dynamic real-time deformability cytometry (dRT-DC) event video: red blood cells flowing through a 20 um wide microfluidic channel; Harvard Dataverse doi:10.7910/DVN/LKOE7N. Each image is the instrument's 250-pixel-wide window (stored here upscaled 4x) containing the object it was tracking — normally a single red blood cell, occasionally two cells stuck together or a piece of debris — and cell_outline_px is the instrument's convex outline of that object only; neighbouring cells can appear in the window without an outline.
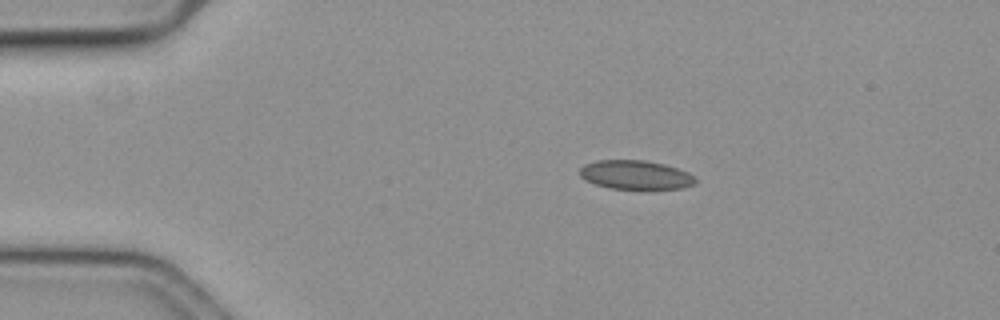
{"species": "common noctule bat (a hibernating species)", "species_latin": "Nyctalus noctula", "temperature_condition": "cold", "stored_images_in_passage": 48, "camera_frame_rate_fps": 3000, "um_per_image_px": 0.085, "animal": {"sex": "female", "body_mass_g": 19.3, "forearm_length_mm": 54.1}, "frame": {"image": 1, "passage_image": 1, "time_ms": 0.0, "image_size_px": [1000, 320], "cell_outline_px": [[696, 184], [680, 188], [608, 188], [584, 180], [580, 176], [580, 168], [584, 164], [596, 160], [644, 160], [664, 164], [688, 172], [696, 180]], "centroid_in_image_um": [53.98, 14.85], "position_along_channel_um": 31.0, "area_um2": 19.31}}
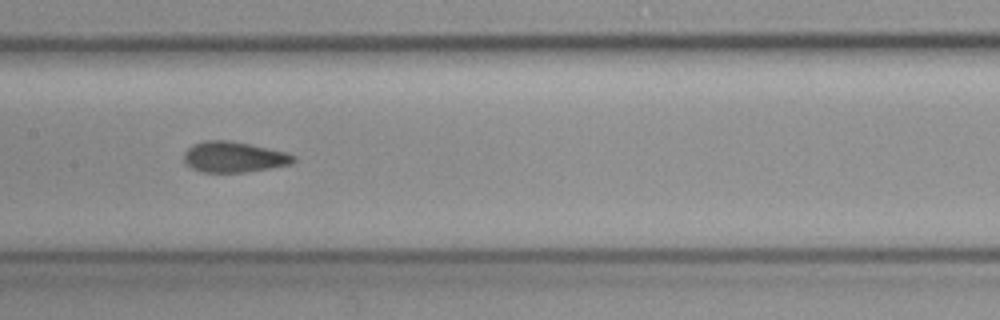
{"frame": {"image": 2, "passage_image": 19, "time_ms": 6.0, "image_size_px": [1000, 320], "cell_outline_px": [[296, 160], [292, 164], [244, 172], [200, 172], [184, 164], [184, 152], [192, 144], [204, 140], [228, 140], [288, 152], [296, 156]], "centroid_in_image_um": [19.86, 13.34], "position_along_channel_um": 187.5, "area_um2": 19.71}}
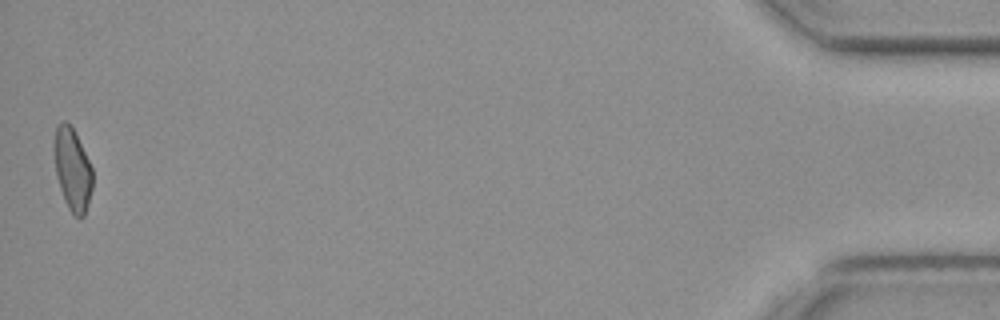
{"frame": {"image": 3, "passage_image": 48, "time_ms": 15.667, "image_size_px": [1000, 320], "cell_outline_px": [[92, 188], [88, 204], [84, 216], [80, 220], [68, 208], [64, 200], [56, 176], [52, 148], [52, 144], [56, 128], [64, 120], [72, 128], [92, 168]], "centroid_in_image_um": [6.12, 14.43], "position_along_channel_um": 429.1, "area_um2": 18.38}, "authors_computed_cell_mechanics": {"area_um2": 19.652, "velocity_mm_per_s": 3.5284, "shape_relaxation_time_tau1_ms": null, "shape_relaxation_time_tau2_ms": 1.8056, "deformation_change_tau1": null, "deformation_change_tau2": 0.0651}}